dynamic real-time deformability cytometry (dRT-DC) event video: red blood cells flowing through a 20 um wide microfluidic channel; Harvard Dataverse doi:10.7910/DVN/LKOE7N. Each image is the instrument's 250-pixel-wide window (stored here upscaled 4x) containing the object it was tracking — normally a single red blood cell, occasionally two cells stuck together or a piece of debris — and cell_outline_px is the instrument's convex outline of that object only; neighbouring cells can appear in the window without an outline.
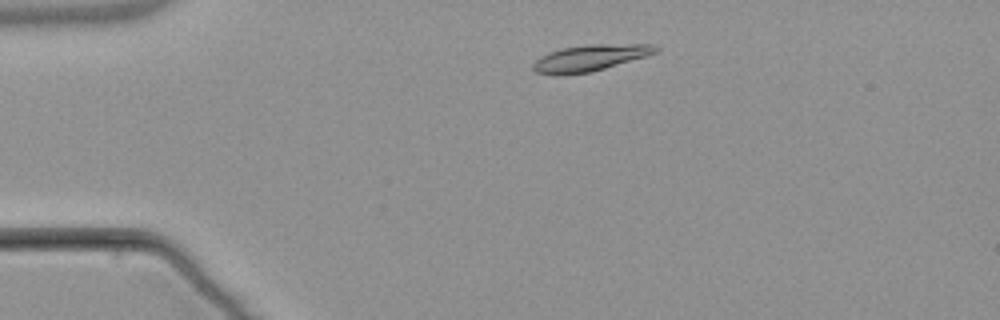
{"species": "common noctule bat (a hibernating species)", "species_latin": "Nyctalus noctula", "temperature_condition": "warm", "stored_images_in_passage": 4, "camera_frame_rate_fps": 3000, "um_per_image_px": 0.085, "animal": {"sex": "male", "body_mass_g": 21.5, "forearm_length_mm": 52.0}, "frame": {"image": 1, "passage_image": 2, "time_ms": 1.333, "image_size_px": [1000, 320], "cell_outline_px": [[660, 48], [656, 52], [644, 56], [592, 72], [536, 72], [532, 68], [532, 64], [540, 56], [548, 52], [564, 48], [584, 44], [652, 44]], "centroid_in_image_um": [50.2, 4.87], "position_along_channel_um": 34.8, "area_um2": 18.03}}